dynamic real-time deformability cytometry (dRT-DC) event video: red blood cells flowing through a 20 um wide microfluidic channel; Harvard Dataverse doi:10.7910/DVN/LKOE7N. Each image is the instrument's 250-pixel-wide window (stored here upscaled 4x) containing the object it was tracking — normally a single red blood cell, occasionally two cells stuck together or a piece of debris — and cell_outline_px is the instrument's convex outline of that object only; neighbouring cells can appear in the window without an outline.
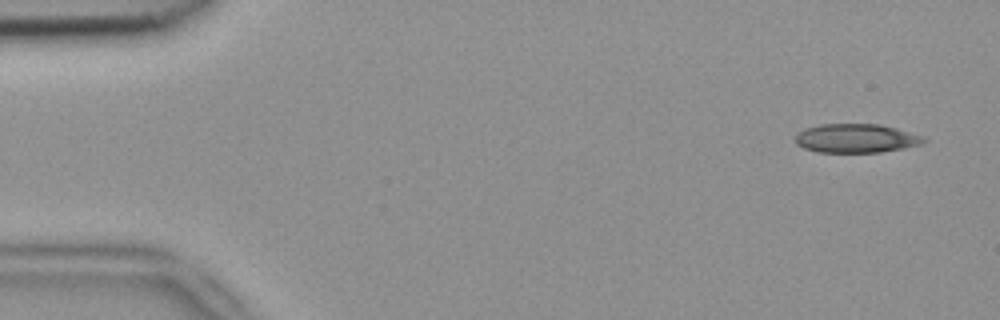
{"species": "common noctule bat (a hibernating species)", "species_latin": "Nyctalus noctula", "temperature_condition": "room temperature", "stored_images_in_passage": 3, "camera_frame_rate_fps": 3000, "um_per_image_px": 0.085, "animal": {"sex": "female", "body_mass_g": 18.4}, "frame": {"image": 1, "passage_image": 1, "time_ms": 0.0, "image_size_px": [1000, 320], "cell_outline_px": [[928, 140], [920, 144], [904, 148], [880, 152], [816, 152], [804, 148], [796, 144], [792, 140], [804, 128], [820, 124], [880, 124], [896, 128], [924, 136]], "centroid_in_image_um": [72.75, 11.75], "position_along_channel_um": 12.2, "area_um2": 21.73}}